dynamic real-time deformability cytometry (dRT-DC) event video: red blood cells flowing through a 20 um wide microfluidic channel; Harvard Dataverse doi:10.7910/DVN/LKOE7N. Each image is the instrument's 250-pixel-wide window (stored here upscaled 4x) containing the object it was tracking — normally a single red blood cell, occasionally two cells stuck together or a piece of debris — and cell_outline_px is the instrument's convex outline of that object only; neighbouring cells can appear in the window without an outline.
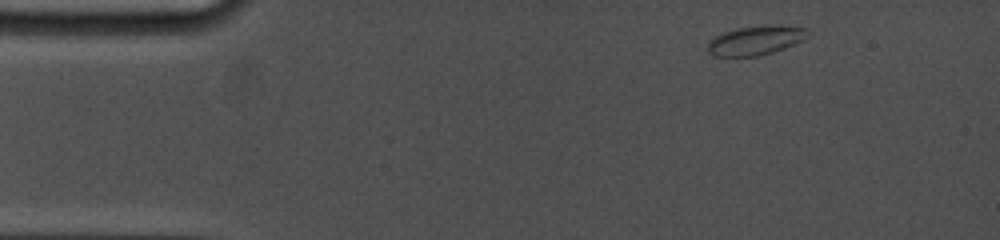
{"species": "common noctule bat (a hibernating species)", "species_latin": "Nyctalus noctula", "temperature_condition": "cold", "stored_images_in_passage": 27, "camera_frame_rate_fps": 5000, "um_per_image_px": 0.085, "animal": {"sex": "female", "body_mass_g": 19.0, "forearm_length_mm": 53.3}, "frame": {"image": 1, "passage_image": 1, "time_ms": 0.0, "image_size_px": [1000, 240], "cell_outline_px": [[812, 32], [804, 40], [784, 48], [760, 56], [712, 56], [708, 52], [708, 44], [716, 36], [724, 32], [740, 28], [764, 24], [780, 24], [808, 28]], "centroid_in_image_um": [64.32, 3.41], "position_along_channel_um": 20.7, "area_um2": 17.28}}
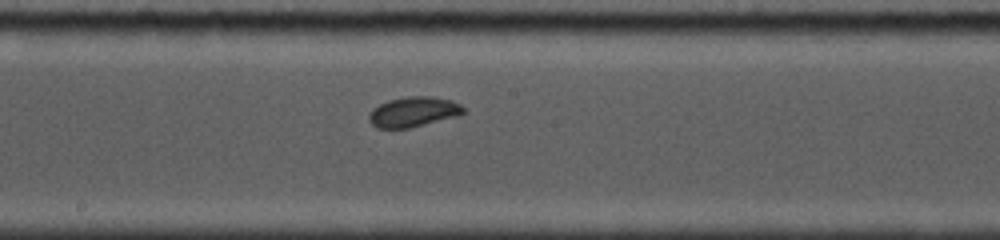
{"frame": {"image": 2, "passage_image": 12, "time_ms": 7.2, "image_size_px": [1000, 240], "cell_outline_px": [[464, 112], [460, 116], [408, 128], [376, 128], [368, 120], [368, 116], [372, 108], [388, 100], [408, 96], [432, 96], [452, 100], [460, 104], [464, 108]], "centroid_in_image_um": [35.15, 9.5], "position_along_channel_um": 213.1, "area_um2": 16.7}}
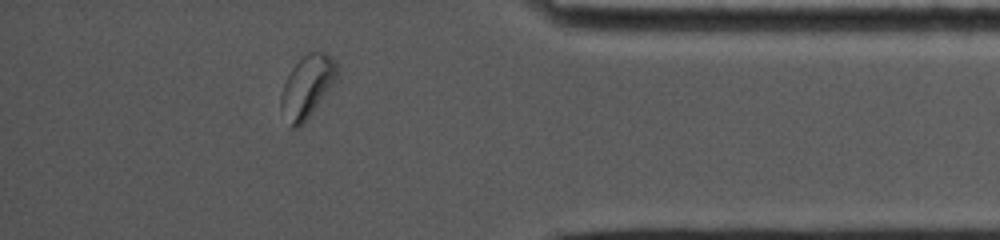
{"frame": {"image": 3, "passage_image": 23, "time_ms": 12.8, "image_size_px": [1000, 240], "cell_outline_px": [[340, 68], [332, 84], [312, 112], [296, 128], [292, 128], [280, 112], [280, 96], [284, 84], [292, 68], [308, 52], [324, 52], [332, 56], [336, 60]], "centroid_in_image_um": [26.1, 7.33], "position_along_channel_um": 409.1, "area_um2": 19.94}, "authors_computed_cell_mechanics": {"area_um2": 16.6464, "velocity_mm_per_s": 3.7384, "shape_relaxation_time_tau1_ms": 5.1024, "shape_relaxation_time_tau2_ms": null, "deformation_change_tau1": 0.0765, "deformation_change_tau2": null}}